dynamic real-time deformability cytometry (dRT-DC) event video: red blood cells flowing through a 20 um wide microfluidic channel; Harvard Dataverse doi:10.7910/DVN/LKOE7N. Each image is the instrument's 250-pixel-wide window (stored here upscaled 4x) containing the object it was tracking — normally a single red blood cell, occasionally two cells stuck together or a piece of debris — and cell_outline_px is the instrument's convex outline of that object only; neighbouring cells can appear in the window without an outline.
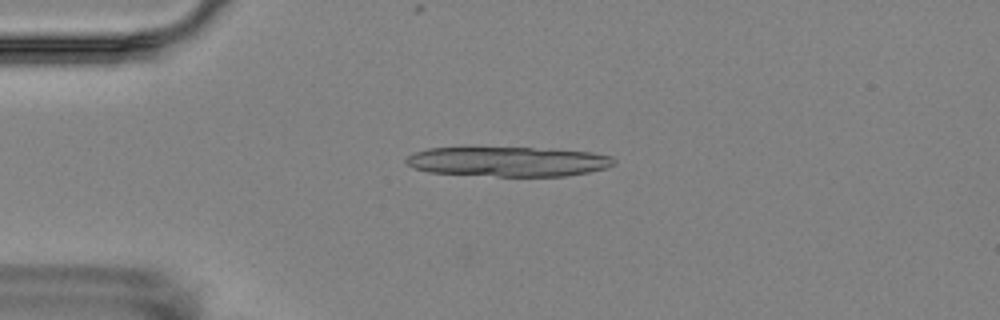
{"species": "Egyptian fruit bat (a non-hibernating species)", "species_latin": "Rousettus aegyptiacus", "temperature_condition": "room temperature", "stored_images_in_passage": 4, "camera_frame_rate_fps": 3000, "um_per_image_px": 0.085, "animal": {"sex": "female"}, "frame": {"image": 1, "passage_image": 3, "time_ms": 3.333, "image_size_px": [1000, 320], "cell_outline_px": [[616, 164], [608, 168], [588, 172], [564, 176], [496, 176], [428, 172], [412, 168], [404, 160], [408, 156], [416, 152], [428, 148], [552, 148], [592, 152], [612, 156], [616, 160]], "centroid_in_image_um": [43.26, 13.73], "position_along_channel_um": 41.7, "area_um2": 36.18}}